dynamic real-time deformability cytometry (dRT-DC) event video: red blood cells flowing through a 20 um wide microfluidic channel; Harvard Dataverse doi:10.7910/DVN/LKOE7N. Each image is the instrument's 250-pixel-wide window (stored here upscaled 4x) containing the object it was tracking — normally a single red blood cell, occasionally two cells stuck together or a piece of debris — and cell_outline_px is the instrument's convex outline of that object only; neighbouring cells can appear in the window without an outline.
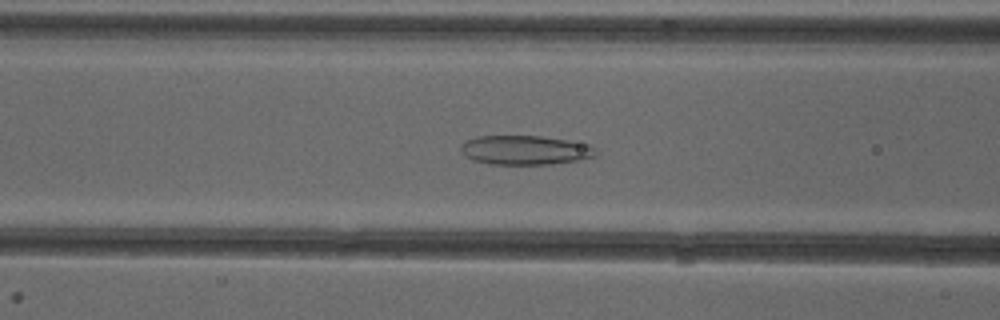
{"species": "common noctule bat (a hibernating species)", "species_latin": "Nyctalus noctula", "temperature_condition": "cold", "stored_images_in_passage": 52, "camera_frame_rate_fps": 3000, "um_per_image_px": 0.085, "animal": {"sex": "female"}, "frame": {"image": 1, "passage_image": 21, "time_ms": 6.667, "image_size_px": [1000, 320], "cell_outline_px": [[596, 156], [580, 160], [552, 164], [488, 164], [472, 160], [464, 156], [460, 152], [460, 144], [464, 140], [476, 136], [540, 136], [592, 144], [596, 148]], "centroid_in_image_um": [44.61, 12.76], "position_along_channel_um": 122.0, "area_um2": 23.41}}
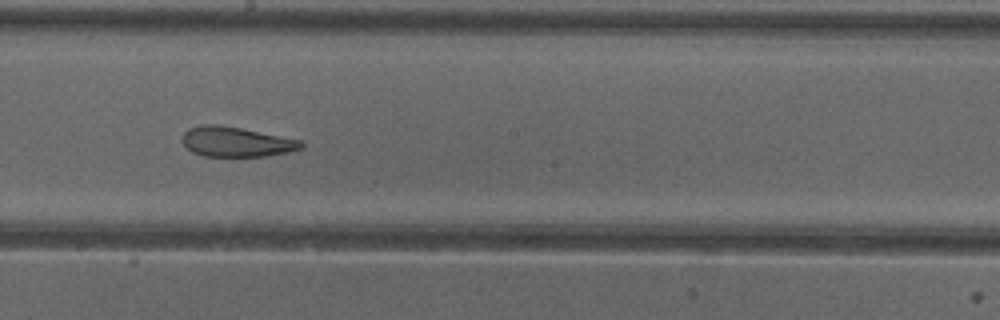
{"frame": {"image": 2, "passage_image": 29, "time_ms": 9.333, "image_size_px": [1000, 320], "cell_outline_px": [[304, 148], [288, 152], [268, 156], [204, 156], [192, 152], [180, 140], [184, 132], [188, 128], [200, 124], [220, 124], [300, 140], [304, 144]], "centroid_in_image_um": [20.04, 12.05], "position_along_channel_um": 228.2, "area_um2": 20.81}}
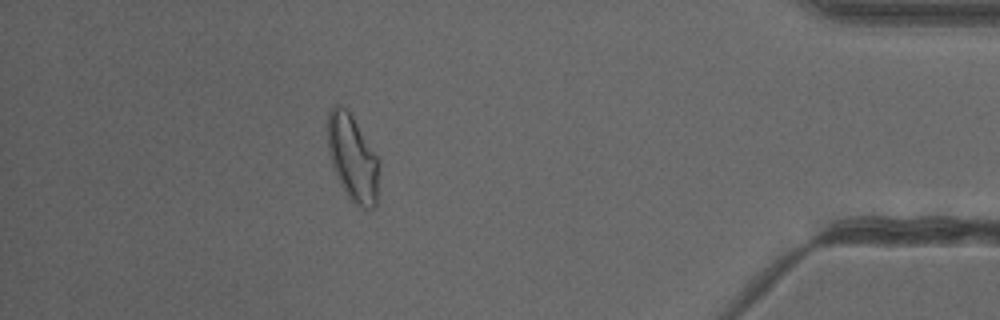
{"frame": {"image": 3, "passage_image": 46, "time_ms": 15.0, "image_size_px": [1000, 320], "cell_outline_px": [[380, 192], [376, 204], [372, 208], [364, 208], [356, 204], [348, 196], [340, 184], [332, 164], [328, 152], [328, 112], [336, 104], [340, 104], [352, 116], [380, 160]], "centroid_in_image_um": [30.02, 13.47], "position_along_channel_um": 405.2, "area_um2": 26.07}, "authors_computed_cell_mechanics": {"area_um2": 25.9522, "velocity_mm_per_s": 3.9723, "shape_relaxation_time_tau1_ms": null, "shape_relaxation_time_tau2_ms": 1.9896, "deformation_change_tau1": null, "deformation_change_tau2": 0.1037}}